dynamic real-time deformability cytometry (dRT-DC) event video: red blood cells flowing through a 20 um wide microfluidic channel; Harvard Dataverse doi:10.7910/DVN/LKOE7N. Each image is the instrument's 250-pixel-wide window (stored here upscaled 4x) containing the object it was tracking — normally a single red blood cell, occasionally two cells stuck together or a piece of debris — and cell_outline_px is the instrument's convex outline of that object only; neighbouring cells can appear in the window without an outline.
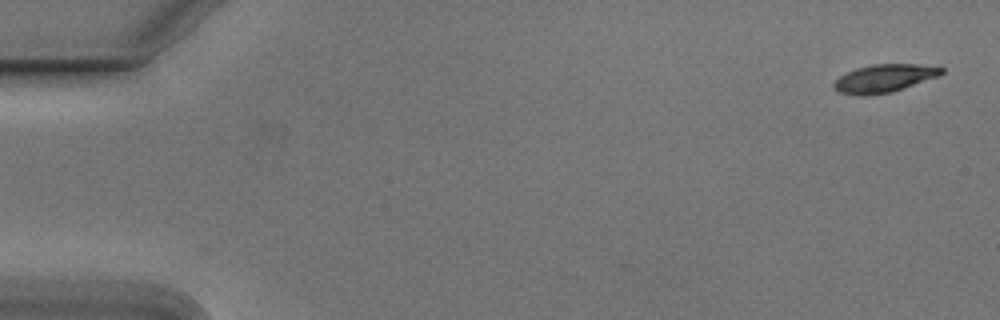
{"species": "Egyptian fruit bat (a non-hibernating species)", "species_latin": "Rousettus aegyptiacus", "temperature_condition": "cold", "stored_images_in_passage": 30, "camera_frame_rate_fps": 3000, "um_per_image_px": 0.085, "animal": {"sex": "male"}, "frame": {"image": 1, "passage_image": 1, "time_ms": 0.0, "image_size_px": [1000, 320], "cell_outline_px": [[944, 72], [940, 76], [892, 92], [864, 96], [860, 96], [840, 92], [832, 88], [832, 84], [840, 76], [856, 68], [872, 64], [916, 64], [944, 68]], "centroid_in_image_um": [75.16, 6.66], "position_along_channel_um": 9.8, "area_um2": 17.57}}
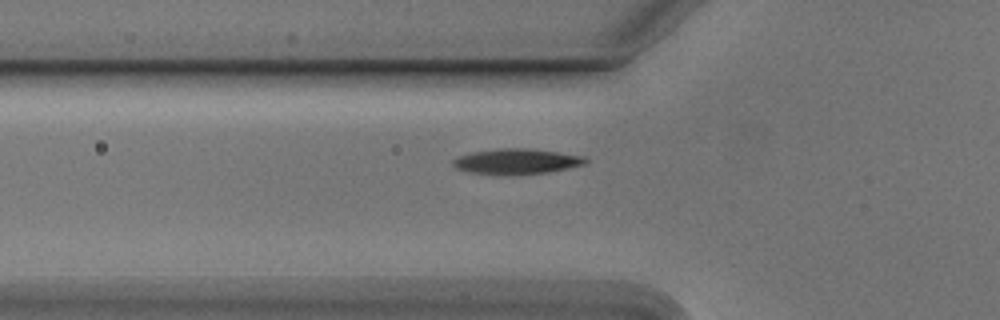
{"frame": {"image": 2, "passage_image": 18, "time_ms": 5.667, "image_size_px": [1000, 320], "cell_outline_px": [[588, 160], [584, 164], [568, 168], [548, 172], [468, 172], [456, 168], [452, 164], [452, 160], [456, 156], [472, 152], [496, 148], [528, 148], [584, 156]], "centroid_in_image_um": [43.89, 13.67], "position_along_channel_um": 81.9, "area_um2": 18.73}}
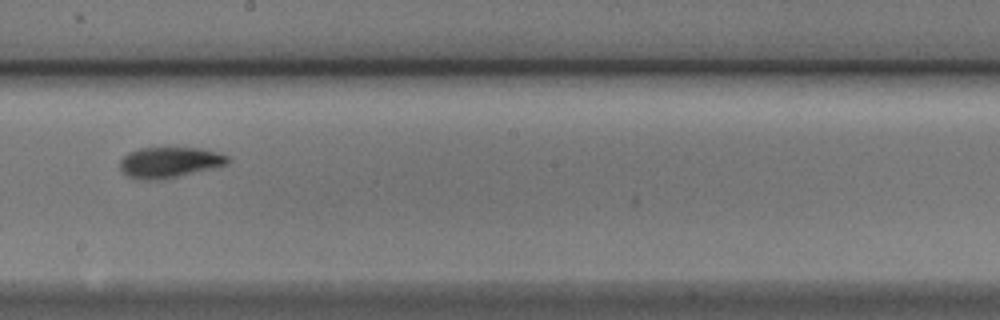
{"frame": {"image": 3, "passage_image": 30, "time_ms": 9.667, "image_size_px": [1000, 320], "cell_outline_px": [[232, 160], [228, 164], [164, 180], [140, 180], [128, 176], [120, 168], [120, 160], [128, 152], [140, 148], [200, 148], [216, 152], [228, 156]], "centroid_in_image_um": [14.41, 13.81], "position_along_channel_um": 233.8, "area_um2": 19.36}}